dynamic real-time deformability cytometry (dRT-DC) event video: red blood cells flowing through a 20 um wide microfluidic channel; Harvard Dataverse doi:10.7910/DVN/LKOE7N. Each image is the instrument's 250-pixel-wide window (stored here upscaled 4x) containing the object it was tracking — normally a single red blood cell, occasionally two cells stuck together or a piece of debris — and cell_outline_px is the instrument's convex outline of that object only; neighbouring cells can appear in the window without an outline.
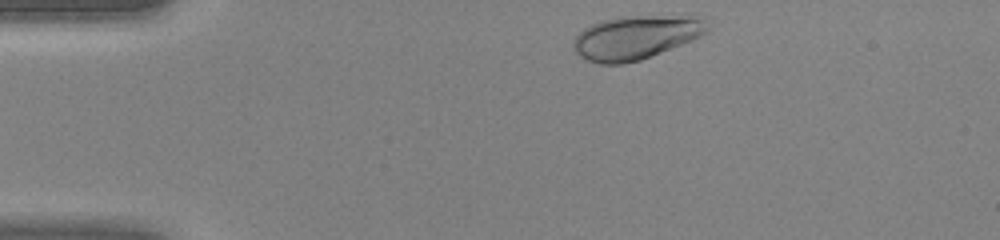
{"species": "human", "species_latin": "Homo sapiens", "temperature_condition": "warm", "stored_images_in_passage": 31, "camera_frame_rate_fps": 3000, "um_per_image_px": 0.085, "donor": {"sex": "female"}, "frame": {"image": 1, "passage_image": 1, "time_ms": 0.0, "image_size_px": [1000, 240], "cell_outline_px": [[708, 32], [692, 40], [640, 60], [624, 64], [600, 64], [588, 60], [580, 56], [572, 48], [572, 40], [584, 28], [600, 20], [616, 16], [680, 12], [696, 12], [708, 28]], "centroid_in_image_um": [54.11, 3.1], "position_along_channel_um": 30.9, "area_um2": 35.55}}
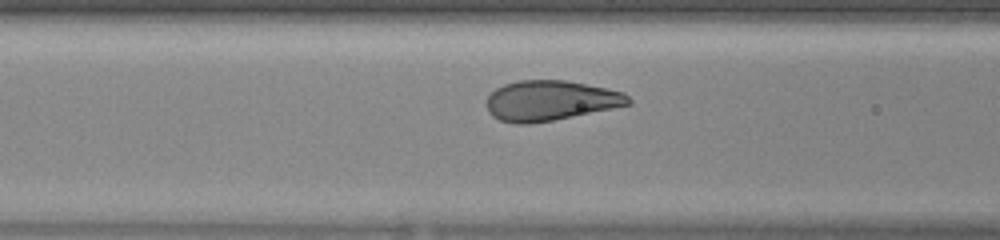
{"frame": {"image": 2, "passage_image": 11, "time_ms": 3.333, "image_size_px": [1000, 240], "cell_outline_px": [[632, 104], [552, 120], [528, 124], [512, 124], [500, 120], [492, 116], [488, 112], [488, 96], [496, 88], [504, 84], [520, 80], [568, 80], [624, 92], [632, 100]], "centroid_in_image_um": [46.78, 8.55], "position_along_channel_um": 119.8, "area_um2": 33.06}}
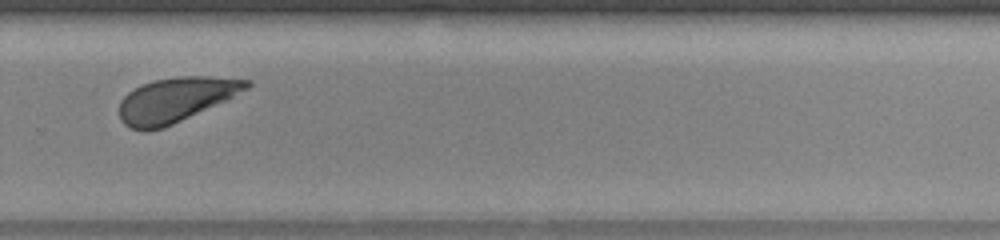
{"frame": {"image": 3, "passage_image": 24, "time_ms": 7.667, "image_size_px": [1000, 240], "cell_outline_px": [[252, 84], [248, 88], [224, 100], [164, 128], [144, 132], [132, 128], [124, 124], [120, 120], [120, 100], [128, 92], [144, 84], [156, 80], [176, 76], [208, 76], [252, 80]], "centroid_in_image_um": [14.9, 8.48], "position_along_channel_um": 314.9, "area_um2": 32.6}}